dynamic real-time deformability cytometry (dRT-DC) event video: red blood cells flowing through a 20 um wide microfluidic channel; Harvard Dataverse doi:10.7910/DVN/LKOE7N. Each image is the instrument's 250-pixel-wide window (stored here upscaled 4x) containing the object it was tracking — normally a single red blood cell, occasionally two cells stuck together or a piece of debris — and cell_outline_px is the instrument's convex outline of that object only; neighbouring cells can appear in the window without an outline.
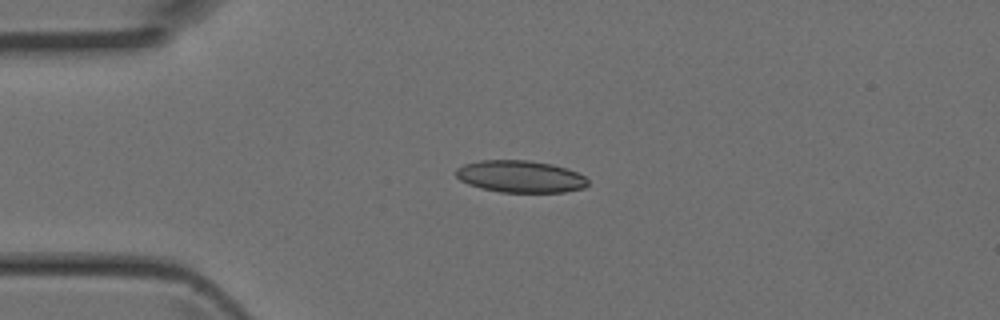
{"species": "Egyptian fruit bat (a non-hibernating species)", "species_latin": "Rousettus aegyptiacus", "temperature_condition": "room temperature", "stored_images_in_passage": 4, "camera_frame_rate_fps": 3000, "um_per_image_px": 0.085, "animal": {"sex": "female"}, "frame": {"image": 1, "passage_image": 3, "time_ms": 0.667, "image_size_px": [1000, 320], "cell_outline_px": [[588, 184], [584, 188], [564, 192], [500, 192], [480, 188], [468, 184], [460, 180], [456, 176], [456, 168], [464, 164], [480, 160], [528, 160], [552, 164], [576, 172], [584, 176], [588, 180]], "centroid_in_image_um": [44.21, 15.0], "position_along_channel_um": 40.8, "area_um2": 24.62}}